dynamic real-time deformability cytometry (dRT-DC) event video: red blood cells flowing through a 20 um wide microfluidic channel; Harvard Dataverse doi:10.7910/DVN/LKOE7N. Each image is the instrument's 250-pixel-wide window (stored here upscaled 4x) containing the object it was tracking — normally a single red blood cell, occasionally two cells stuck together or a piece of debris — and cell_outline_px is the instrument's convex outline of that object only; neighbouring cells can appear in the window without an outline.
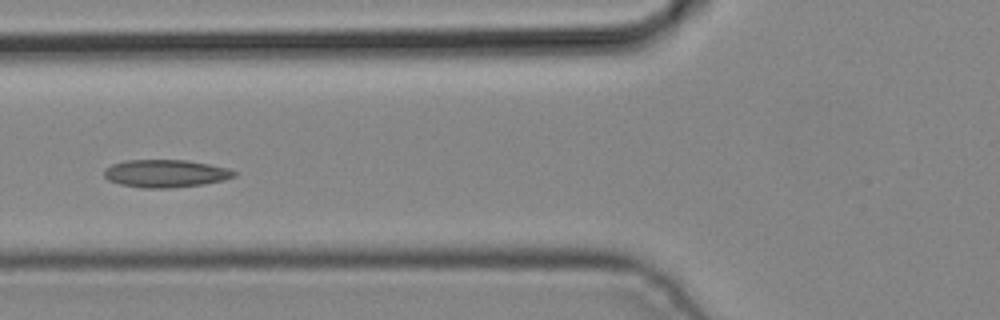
{"species": "common noctule bat (a hibernating species)", "species_latin": "Nyctalus noctula", "temperature_condition": "cold", "stored_images_in_passage": 4, "camera_frame_rate_fps": 3000, "um_per_image_px": 0.085, "animal": {"sex": "male", "body_mass_g": 19.2, "forearm_length_mm": 51.8}, "frame": {"image": 1, "passage_image": 4, "time_ms": 1.0, "image_size_px": [1000, 320], "cell_outline_px": [[236, 176], [204, 184], [172, 188], [144, 188], [120, 184], [108, 180], [104, 176], [104, 172], [112, 164], [128, 160], [184, 160], [208, 164], [228, 168], [236, 172]], "centroid_in_image_um": [14.07, 14.75], "position_along_channel_um": 111.7, "area_um2": 20.75}}